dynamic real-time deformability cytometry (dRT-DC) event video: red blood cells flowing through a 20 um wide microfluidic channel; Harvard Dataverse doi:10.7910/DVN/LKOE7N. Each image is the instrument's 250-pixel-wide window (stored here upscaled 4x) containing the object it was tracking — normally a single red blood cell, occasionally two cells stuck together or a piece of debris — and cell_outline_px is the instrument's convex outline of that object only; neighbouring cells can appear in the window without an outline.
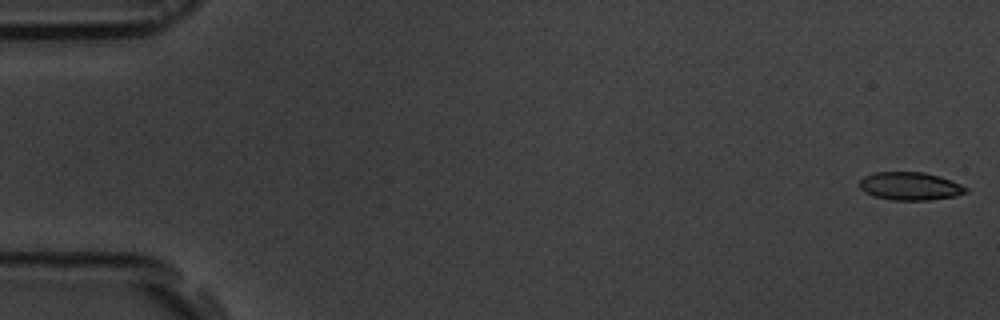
{"species": "common noctule bat (a hibernating species)", "species_latin": "Nyctalus noctula", "temperature_condition": "room temperature", "stored_images_in_passage": 6, "camera_frame_rate_fps": 3000, "um_per_image_px": 0.085, "animal": {"sex": "male", "body_mass_g": 19.5, "forearm_length_mm": 54.6}, "frame": {"image": 1, "passage_image": 1, "time_ms": 0.0, "image_size_px": [1000, 320], "cell_outline_px": [[968, 192], [956, 196], [928, 200], [892, 200], [872, 196], [864, 192], [860, 188], [860, 180], [864, 176], [872, 172], [924, 172], [940, 176], [960, 184], [968, 188]], "centroid_in_image_um": [77.34, 15.82], "position_along_channel_um": 7.7, "area_um2": 17.51}}
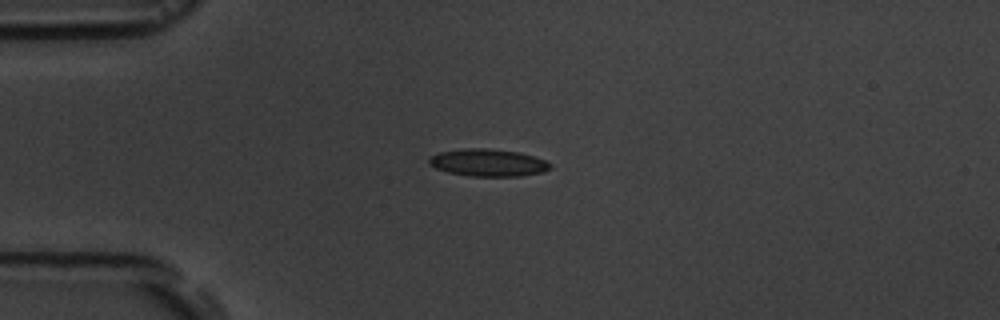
{"frame": {"image": 2, "passage_image": 4, "time_ms": 4.333, "image_size_px": [1000, 320], "cell_outline_px": [[552, 168], [544, 172], [520, 176], [468, 176], [448, 172], [436, 168], [428, 164], [428, 160], [432, 156], [440, 152], [464, 148], [488, 148], [520, 152], [544, 160], [552, 164]], "centroid_in_image_um": [41.5, 13.83], "position_along_channel_um": 43.5, "area_um2": 19.36}}
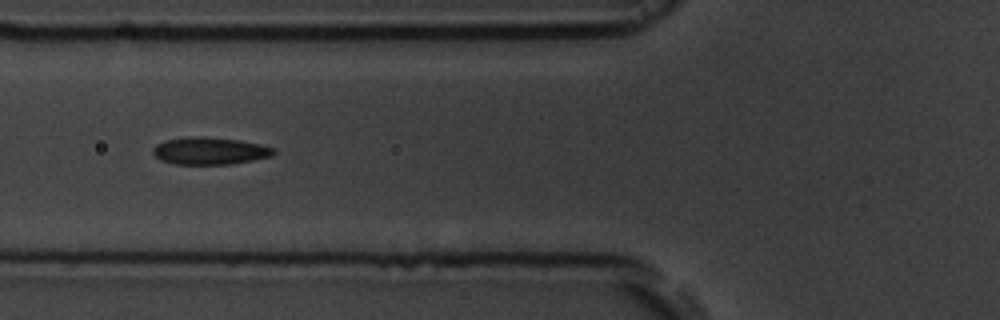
{"frame": {"image": 3, "passage_image": 6, "time_ms": 6.667, "image_size_px": [1000, 320], "cell_outline_px": [[276, 152], [272, 156], [232, 164], [176, 164], [160, 160], [152, 152], [152, 148], [156, 144], [164, 140], [188, 136], [204, 136], [240, 140], [260, 144], [272, 148]], "centroid_in_image_um": [17.8, 12.81], "position_along_channel_um": 108.0, "area_um2": 19.31}}